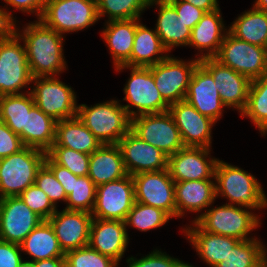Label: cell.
I'll list each match as a JSON object with an SVG mask.
<instances>
[{
  "mask_svg": "<svg viewBox=\"0 0 267 267\" xmlns=\"http://www.w3.org/2000/svg\"><path fill=\"white\" fill-rule=\"evenodd\" d=\"M16 25L14 24V32L24 43L33 78L55 77L66 70L63 35L48 28L40 20L29 22L22 31Z\"/></svg>",
  "mask_w": 267,
  "mask_h": 267,
  "instance_id": "obj_1",
  "label": "cell"
},
{
  "mask_svg": "<svg viewBox=\"0 0 267 267\" xmlns=\"http://www.w3.org/2000/svg\"><path fill=\"white\" fill-rule=\"evenodd\" d=\"M214 180L216 197L227 198V204L254 211L267 208V196L262 185L255 176L242 168L218 160Z\"/></svg>",
  "mask_w": 267,
  "mask_h": 267,
  "instance_id": "obj_2",
  "label": "cell"
},
{
  "mask_svg": "<svg viewBox=\"0 0 267 267\" xmlns=\"http://www.w3.org/2000/svg\"><path fill=\"white\" fill-rule=\"evenodd\" d=\"M119 102L112 99L90 107L78 105L77 117L102 145L118 144L130 131L131 118Z\"/></svg>",
  "mask_w": 267,
  "mask_h": 267,
  "instance_id": "obj_3",
  "label": "cell"
},
{
  "mask_svg": "<svg viewBox=\"0 0 267 267\" xmlns=\"http://www.w3.org/2000/svg\"><path fill=\"white\" fill-rule=\"evenodd\" d=\"M251 210L247 207L227 203L218 207L211 205L210 209L198 215L192 222H195L202 230L212 234L229 236L238 240L255 239V236L250 238L248 234L260 227L261 219H259L258 214L256 215Z\"/></svg>",
  "mask_w": 267,
  "mask_h": 267,
  "instance_id": "obj_4",
  "label": "cell"
},
{
  "mask_svg": "<svg viewBox=\"0 0 267 267\" xmlns=\"http://www.w3.org/2000/svg\"><path fill=\"white\" fill-rule=\"evenodd\" d=\"M46 152L24 147L8 157L0 159V199L19 196L35 184L36 174L43 165Z\"/></svg>",
  "mask_w": 267,
  "mask_h": 267,
  "instance_id": "obj_5",
  "label": "cell"
},
{
  "mask_svg": "<svg viewBox=\"0 0 267 267\" xmlns=\"http://www.w3.org/2000/svg\"><path fill=\"white\" fill-rule=\"evenodd\" d=\"M114 68L118 72H121L125 68L131 71L130 78H128L123 88L125 94L123 101H127V104L122 105L130 118L141 114L163 113L168 111L170 105L162 98L155 85L151 73V66L130 67L120 65ZM133 107L137 110H134Z\"/></svg>",
  "mask_w": 267,
  "mask_h": 267,
  "instance_id": "obj_6",
  "label": "cell"
},
{
  "mask_svg": "<svg viewBox=\"0 0 267 267\" xmlns=\"http://www.w3.org/2000/svg\"><path fill=\"white\" fill-rule=\"evenodd\" d=\"M39 20L61 35L81 31L98 22L97 2L49 0Z\"/></svg>",
  "mask_w": 267,
  "mask_h": 267,
  "instance_id": "obj_7",
  "label": "cell"
},
{
  "mask_svg": "<svg viewBox=\"0 0 267 267\" xmlns=\"http://www.w3.org/2000/svg\"><path fill=\"white\" fill-rule=\"evenodd\" d=\"M32 79L25 46L13 31L0 40V96L23 94L21 89L28 88Z\"/></svg>",
  "mask_w": 267,
  "mask_h": 267,
  "instance_id": "obj_8",
  "label": "cell"
},
{
  "mask_svg": "<svg viewBox=\"0 0 267 267\" xmlns=\"http://www.w3.org/2000/svg\"><path fill=\"white\" fill-rule=\"evenodd\" d=\"M30 90L35 105L55 121L77 116L76 93L71 86L59 80V77H36L32 79Z\"/></svg>",
  "mask_w": 267,
  "mask_h": 267,
  "instance_id": "obj_9",
  "label": "cell"
},
{
  "mask_svg": "<svg viewBox=\"0 0 267 267\" xmlns=\"http://www.w3.org/2000/svg\"><path fill=\"white\" fill-rule=\"evenodd\" d=\"M214 58L250 80L267 73V48L240 40L229 31Z\"/></svg>",
  "mask_w": 267,
  "mask_h": 267,
  "instance_id": "obj_10",
  "label": "cell"
},
{
  "mask_svg": "<svg viewBox=\"0 0 267 267\" xmlns=\"http://www.w3.org/2000/svg\"><path fill=\"white\" fill-rule=\"evenodd\" d=\"M130 130L141 140L160 149L166 156L184 147L179 129L169 111L132 117Z\"/></svg>",
  "mask_w": 267,
  "mask_h": 267,
  "instance_id": "obj_11",
  "label": "cell"
},
{
  "mask_svg": "<svg viewBox=\"0 0 267 267\" xmlns=\"http://www.w3.org/2000/svg\"><path fill=\"white\" fill-rule=\"evenodd\" d=\"M199 62L196 57L185 62L169 55L151 66L155 85L169 105L185 100L192 73Z\"/></svg>",
  "mask_w": 267,
  "mask_h": 267,
  "instance_id": "obj_12",
  "label": "cell"
},
{
  "mask_svg": "<svg viewBox=\"0 0 267 267\" xmlns=\"http://www.w3.org/2000/svg\"><path fill=\"white\" fill-rule=\"evenodd\" d=\"M135 202L134 181L131 175L96 186L93 218L125 222Z\"/></svg>",
  "mask_w": 267,
  "mask_h": 267,
  "instance_id": "obj_13",
  "label": "cell"
},
{
  "mask_svg": "<svg viewBox=\"0 0 267 267\" xmlns=\"http://www.w3.org/2000/svg\"><path fill=\"white\" fill-rule=\"evenodd\" d=\"M132 178L136 202L161 209L171 218L176 217L175 182L168 169L141 172Z\"/></svg>",
  "mask_w": 267,
  "mask_h": 267,
  "instance_id": "obj_14",
  "label": "cell"
},
{
  "mask_svg": "<svg viewBox=\"0 0 267 267\" xmlns=\"http://www.w3.org/2000/svg\"><path fill=\"white\" fill-rule=\"evenodd\" d=\"M210 151L205 147L184 146L168 156L167 169L174 182L214 179L219 159L213 158Z\"/></svg>",
  "mask_w": 267,
  "mask_h": 267,
  "instance_id": "obj_15",
  "label": "cell"
},
{
  "mask_svg": "<svg viewBox=\"0 0 267 267\" xmlns=\"http://www.w3.org/2000/svg\"><path fill=\"white\" fill-rule=\"evenodd\" d=\"M199 63L212 75L223 104L241 114L248 102L251 80L215 58H204Z\"/></svg>",
  "mask_w": 267,
  "mask_h": 267,
  "instance_id": "obj_16",
  "label": "cell"
},
{
  "mask_svg": "<svg viewBox=\"0 0 267 267\" xmlns=\"http://www.w3.org/2000/svg\"><path fill=\"white\" fill-rule=\"evenodd\" d=\"M42 221L20 196L0 199V240L20 245Z\"/></svg>",
  "mask_w": 267,
  "mask_h": 267,
  "instance_id": "obj_17",
  "label": "cell"
},
{
  "mask_svg": "<svg viewBox=\"0 0 267 267\" xmlns=\"http://www.w3.org/2000/svg\"><path fill=\"white\" fill-rule=\"evenodd\" d=\"M179 129L184 146L205 147L211 149L212 119L200 114L186 100L171 104L168 109Z\"/></svg>",
  "mask_w": 267,
  "mask_h": 267,
  "instance_id": "obj_18",
  "label": "cell"
},
{
  "mask_svg": "<svg viewBox=\"0 0 267 267\" xmlns=\"http://www.w3.org/2000/svg\"><path fill=\"white\" fill-rule=\"evenodd\" d=\"M126 171L133 176L141 172L167 169L168 156L146 143L131 130L118 143Z\"/></svg>",
  "mask_w": 267,
  "mask_h": 267,
  "instance_id": "obj_19",
  "label": "cell"
},
{
  "mask_svg": "<svg viewBox=\"0 0 267 267\" xmlns=\"http://www.w3.org/2000/svg\"><path fill=\"white\" fill-rule=\"evenodd\" d=\"M185 100L200 114L212 119L215 123L223 116V107H226L220 98L212 75L200 63L192 73Z\"/></svg>",
  "mask_w": 267,
  "mask_h": 267,
  "instance_id": "obj_20",
  "label": "cell"
},
{
  "mask_svg": "<svg viewBox=\"0 0 267 267\" xmlns=\"http://www.w3.org/2000/svg\"><path fill=\"white\" fill-rule=\"evenodd\" d=\"M92 220L90 213L66 209L48 219L64 252L88 246Z\"/></svg>",
  "mask_w": 267,
  "mask_h": 267,
  "instance_id": "obj_21",
  "label": "cell"
},
{
  "mask_svg": "<svg viewBox=\"0 0 267 267\" xmlns=\"http://www.w3.org/2000/svg\"><path fill=\"white\" fill-rule=\"evenodd\" d=\"M129 241L125 222L93 218L88 242L90 248L111 257L119 264Z\"/></svg>",
  "mask_w": 267,
  "mask_h": 267,
  "instance_id": "obj_22",
  "label": "cell"
},
{
  "mask_svg": "<svg viewBox=\"0 0 267 267\" xmlns=\"http://www.w3.org/2000/svg\"><path fill=\"white\" fill-rule=\"evenodd\" d=\"M220 8L206 12L202 19L191 30L188 46L194 47L199 53V60L214 58L221 47V43L228 32L224 25ZM205 51V53H204ZM207 51V52H206Z\"/></svg>",
  "mask_w": 267,
  "mask_h": 267,
  "instance_id": "obj_23",
  "label": "cell"
},
{
  "mask_svg": "<svg viewBox=\"0 0 267 267\" xmlns=\"http://www.w3.org/2000/svg\"><path fill=\"white\" fill-rule=\"evenodd\" d=\"M174 192L176 218H181L185 212L206 210L217 198L213 179L175 182Z\"/></svg>",
  "mask_w": 267,
  "mask_h": 267,
  "instance_id": "obj_24",
  "label": "cell"
},
{
  "mask_svg": "<svg viewBox=\"0 0 267 267\" xmlns=\"http://www.w3.org/2000/svg\"><path fill=\"white\" fill-rule=\"evenodd\" d=\"M196 252L209 267H215L228 255L239 241L236 238L212 234L202 230L195 222L186 226L183 231Z\"/></svg>",
  "mask_w": 267,
  "mask_h": 267,
  "instance_id": "obj_25",
  "label": "cell"
},
{
  "mask_svg": "<svg viewBox=\"0 0 267 267\" xmlns=\"http://www.w3.org/2000/svg\"><path fill=\"white\" fill-rule=\"evenodd\" d=\"M153 5L159 6L155 31L168 52L175 47L188 46L191 29L181 21L176 9L167 0H150L149 7Z\"/></svg>",
  "mask_w": 267,
  "mask_h": 267,
  "instance_id": "obj_26",
  "label": "cell"
},
{
  "mask_svg": "<svg viewBox=\"0 0 267 267\" xmlns=\"http://www.w3.org/2000/svg\"><path fill=\"white\" fill-rule=\"evenodd\" d=\"M118 144H104L90 154L88 177L96 186L127 176Z\"/></svg>",
  "mask_w": 267,
  "mask_h": 267,
  "instance_id": "obj_27",
  "label": "cell"
},
{
  "mask_svg": "<svg viewBox=\"0 0 267 267\" xmlns=\"http://www.w3.org/2000/svg\"><path fill=\"white\" fill-rule=\"evenodd\" d=\"M137 19V27L130 59L124 64L130 67H150L169 56L160 37ZM165 53V54H164Z\"/></svg>",
  "mask_w": 267,
  "mask_h": 267,
  "instance_id": "obj_28",
  "label": "cell"
},
{
  "mask_svg": "<svg viewBox=\"0 0 267 267\" xmlns=\"http://www.w3.org/2000/svg\"><path fill=\"white\" fill-rule=\"evenodd\" d=\"M136 27L137 19L106 21L101 38L110 50L115 67L130 59Z\"/></svg>",
  "mask_w": 267,
  "mask_h": 267,
  "instance_id": "obj_29",
  "label": "cell"
},
{
  "mask_svg": "<svg viewBox=\"0 0 267 267\" xmlns=\"http://www.w3.org/2000/svg\"><path fill=\"white\" fill-rule=\"evenodd\" d=\"M101 145L77 116L56 123L55 142L51 147H67L90 155Z\"/></svg>",
  "mask_w": 267,
  "mask_h": 267,
  "instance_id": "obj_30",
  "label": "cell"
},
{
  "mask_svg": "<svg viewBox=\"0 0 267 267\" xmlns=\"http://www.w3.org/2000/svg\"><path fill=\"white\" fill-rule=\"evenodd\" d=\"M20 246L22 252H25L32 258L31 261L64 257L65 255L48 220H43L36 226Z\"/></svg>",
  "mask_w": 267,
  "mask_h": 267,
  "instance_id": "obj_31",
  "label": "cell"
},
{
  "mask_svg": "<svg viewBox=\"0 0 267 267\" xmlns=\"http://www.w3.org/2000/svg\"><path fill=\"white\" fill-rule=\"evenodd\" d=\"M56 123L34 105L26 112L25 146L47 152L55 142Z\"/></svg>",
  "mask_w": 267,
  "mask_h": 267,
  "instance_id": "obj_32",
  "label": "cell"
},
{
  "mask_svg": "<svg viewBox=\"0 0 267 267\" xmlns=\"http://www.w3.org/2000/svg\"><path fill=\"white\" fill-rule=\"evenodd\" d=\"M228 31L240 40L267 48V12L252 7L242 12Z\"/></svg>",
  "mask_w": 267,
  "mask_h": 267,
  "instance_id": "obj_33",
  "label": "cell"
},
{
  "mask_svg": "<svg viewBox=\"0 0 267 267\" xmlns=\"http://www.w3.org/2000/svg\"><path fill=\"white\" fill-rule=\"evenodd\" d=\"M25 92L0 96V120L20 136L24 146L26 112L35 105L30 89Z\"/></svg>",
  "mask_w": 267,
  "mask_h": 267,
  "instance_id": "obj_34",
  "label": "cell"
},
{
  "mask_svg": "<svg viewBox=\"0 0 267 267\" xmlns=\"http://www.w3.org/2000/svg\"><path fill=\"white\" fill-rule=\"evenodd\" d=\"M240 117H247L263 136L267 132V73L251 80L248 102Z\"/></svg>",
  "mask_w": 267,
  "mask_h": 267,
  "instance_id": "obj_35",
  "label": "cell"
},
{
  "mask_svg": "<svg viewBox=\"0 0 267 267\" xmlns=\"http://www.w3.org/2000/svg\"><path fill=\"white\" fill-rule=\"evenodd\" d=\"M264 247L259 238L239 240L215 267H261Z\"/></svg>",
  "mask_w": 267,
  "mask_h": 267,
  "instance_id": "obj_36",
  "label": "cell"
},
{
  "mask_svg": "<svg viewBox=\"0 0 267 267\" xmlns=\"http://www.w3.org/2000/svg\"><path fill=\"white\" fill-rule=\"evenodd\" d=\"M150 0H98V17L111 20L140 19L141 13L149 8Z\"/></svg>",
  "mask_w": 267,
  "mask_h": 267,
  "instance_id": "obj_37",
  "label": "cell"
},
{
  "mask_svg": "<svg viewBox=\"0 0 267 267\" xmlns=\"http://www.w3.org/2000/svg\"><path fill=\"white\" fill-rule=\"evenodd\" d=\"M172 219L165 211L153 206L134 202L125 220L126 227L146 232L164 226Z\"/></svg>",
  "mask_w": 267,
  "mask_h": 267,
  "instance_id": "obj_38",
  "label": "cell"
},
{
  "mask_svg": "<svg viewBox=\"0 0 267 267\" xmlns=\"http://www.w3.org/2000/svg\"><path fill=\"white\" fill-rule=\"evenodd\" d=\"M96 185L86 176H76L74 174V185L72 192L67 195L66 207L70 211L92 212L95 204Z\"/></svg>",
  "mask_w": 267,
  "mask_h": 267,
  "instance_id": "obj_39",
  "label": "cell"
},
{
  "mask_svg": "<svg viewBox=\"0 0 267 267\" xmlns=\"http://www.w3.org/2000/svg\"><path fill=\"white\" fill-rule=\"evenodd\" d=\"M46 154L57 164L67 168L76 176L89 173L90 155L67 147H51Z\"/></svg>",
  "mask_w": 267,
  "mask_h": 267,
  "instance_id": "obj_40",
  "label": "cell"
},
{
  "mask_svg": "<svg viewBox=\"0 0 267 267\" xmlns=\"http://www.w3.org/2000/svg\"><path fill=\"white\" fill-rule=\"evenodd\" d=\"M66 267H119L111 257L89 246L65 252Z\"/></svg>",
  "mask_w": 267,
  "mask_h": 267,
  "instance_id": "obj_41",
  "label": "cell"
},
{
  "mask_svg": "<svg viewBox=\"0 0 267 267\" xmlns=\"http://www.w3.org/2000/svg\"><path fill=\"white\" fill-rule=\"evenodd\" d=\"M19 196L43 220H48L57 210L46 193L36 184L29 186Z\"/></svg>",
  "mask_w": 267,
  "mask_h": 267,
  "instance_id": "obj_42",
  "label": "cell"
},
{
  "mask_svg": "<svg viewBox=\"0 0 267 267\" xmlns=\"http://www.w3.org/2000/svg\"><path fill=\"white\" fill-rule=\"evenodd\" d=\"M35 184L46 193L56 208L59 201L66 202L67 195L65 189L45 163H43L36 174Z\"/></svg>",
  "mask_w": 267,
  "mask_h": 267,
  "instance_id": "obj_43",
  "label": "cell"
},
{
  "mask_svg": "<svg viewBox=\"0 0 267 267\" xmlns=\"http://www.w3.org/2000/svg\"><path fill=\"white\" fill-rule=\"evenodd\" d=\"M177 260L178 258L171 257L160 249H154L140 259L128 257L126 262L127 267H176Z\"/></svg>",
  "mask_w": 267,
  "mask_h": 267,
  "instance_id": "obj_44",
  "label": "cell"
},
{
  "mask_svg": "<svg viewBox=\"0 0 267 267\" xmlns=\"http://www.w3.org/2000/svg\"><path fill=\"white\" fill-rule=\"evenodd\" d=\"M24 147L20 136L0 120V159L19 152Z\"/></svg>",
  "mask_w": 267,
  "mask_h": 267,
  "instance_id": "obj_45",
  "label": "cell"
},
{
  "mask_svg": "<svg viewBox=\"0 0 267 267\" xmlns=\"http://www.w3.org/2000/svg\"><path fill=\"white\" fill-rule=\"evenodd\" d=\"M177 12L178 17L181 21L186 24L191 30L194 26L202 19L206 13L204 10L199 9L186 1L179 0H167Z\"/></svg>",
  "mask_w": 267,
  "mask_h": 267,
  "instance_id": "obj_46",
  "label": "cell"
},
{
  "mask_svg": "<svg viewBox=\"0 0 267 267\" xmlns=\"http://www.w3.org/2000/svg\"><path fill=\"white\" fill-rule=\"evenodd\" d=\"M21 246L0 240V267H19L22 258Z\"/></svg>",
  "mask_w": 267,
  "mask_h": 267,
  "instance_id": "obj_47",
  "label": "cell"
},
{
  "mask_svg": "<svg viewBox=\"0 0 267 267\" xmlns=\"http://www.w3.org/2000/svg\"><path fill=\"white\" fill-rule=\"evenodd\" d=\"M44 163L51 169L56 179L61 183L66 195H69L74 185V174L67 168L55 163L47 154Z\"/></svg>",
  "mask_w": 267,
  "mask_h": 267,
  "instance_id": "obj_48",
  "label": "cell"
},
{
  "mask_svg": "<svg viewBox=\"0 0 267 267\" xmlns=\"http://www.w3.org/2000/svg\"><path fill=\"white\" fill-rule=\"evenodd\" d=\"M7 6L22 11V13L34 14L39 20L49 0H3Z\"/></svg>",
  "mask_w": 267,
  "mask_h": 267,
  "instance_id": "obj_49",
  "label": "cell"
},
{
  "mask_svg": "<svg viewBox=\"0 0 267 267\" xmlns=\"http://www.w3.org/2000/svg\"><path fill=\"white\" fill-rule=\"evenodd\" d=\"M3 7H0V40L8 37L14 31V24H16L12 11L9 12L7 6Z\"/></svg>",
  "mask_w": 267,
  "mask_h": 267,
  "instance_id": "obj_50",
  "label": "cell"
},
{
  "mask_svg": "<svg viewBox=\"0 0 267 267\" xmlns=\"http://www.w3.org/2000/svg\"><path fill=\"white\" fill-rule=\"evenodd\" d=\"M186 1L205 12L214 11L219 8L218 0H179Z\"/></svg>",
  "mask_w": 267,
  "mask_h": 267,
  "instance_id": "obj_51",
  "label": "cell"
},
{
  "mask_svg": "<svg viewBox=\"0 0 267 267\" xmlns=\"http://www.w3.org/2000/svg\"><path fill=\"white\" fill-rule=\"evenodd\" d=\"M35 267H66L65 257L35 261Z\"/></svg>",
  "mask_w": 267,
  "mask_h": 267,
  "instance_id": "obj_52",
  "label": "cell"
},
{
  "mask_svg": "<svg viewBox=\"0 0 267 267\" xmlns=\"http://www.w3.org/2000/svg\"><path fill=\"white\" fill-rule=\"evenodd\" d=\"M255 9L267 12V0H256L253 4Z\"/></svg>",
  "mask_w": 267,
  "mask_h": 267,
  "instance_id": "obj_53",
  "label": "cell"
},
{
  "mask_svg": "<svg viewBox=\"0 0 267 267\" xmlns=\"http://www.w3.org/2000/svg\"><path fill=\"white\" fill-rule=\"evenodd\" d=\"M19 267H35V261L22 260Z\"/></svg>",
  "mask_w": 267,
  "mask_h": 267,
  "instance_id": "obj_54",
  "label": "cell"
},
{
  "mask_svg": "<svg viewBox=\"0 0 267 267\" xmlns=\"http://www.w3.org/2000/svg\"><path fill=\"white\" fill-rule=\"evenodd\" d=\"M261 267H267V249L264 247L262 252V264Z\"/></svg>",
  "mask_w": 267,
  "mask_h": 267,
  "instance_id": "obj_55",
  "label": "cell"
},
{
  "mask_svg": "<svg viewBox=\"0 0 267 267\" xmlns=\"http://www.w3.org/2000/svg\"><path fill=\"white\" fill-rule=\"evenodd\" d=\"M176 267H194L193 265H190V263H185L181 260H177Z\"/></svg>",
  "mask_w": 267,
  "mask_h": 267,
  "instance_id": "obj_56",
  "label": "cell"
}]
</instances>
